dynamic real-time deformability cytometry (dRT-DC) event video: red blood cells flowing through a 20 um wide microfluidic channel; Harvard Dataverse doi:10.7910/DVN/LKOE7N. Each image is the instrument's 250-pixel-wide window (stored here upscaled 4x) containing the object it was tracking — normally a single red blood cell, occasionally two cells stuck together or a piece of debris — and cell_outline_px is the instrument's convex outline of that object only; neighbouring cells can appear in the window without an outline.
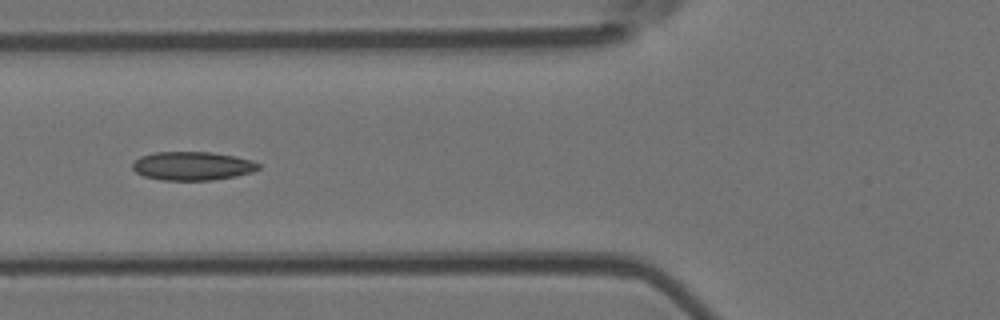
{"species": "Egyptian fruit bat (a non-hibernating species)", "species_latin": "Rousettus aegyptiacus", "temperature_condition": "room temperature", "stored_images_in_passage": 8, "camera_frame_rate_fps": 3000, "um_per_image_px": 0.085, "animal": {"sex": "female"}, "frame": {"image": 1, "passage_image": 6, "time_ms": 6.333, "image_size_px": [1000, 320], "cell_outline_px": [[260, 168], [252, 172], [236, 176], [212, 180], [160, 180], [144, 176], [136, 172], [132, 168], [132, 164], [140, 156], [152, 152], [212, 152], [236, 156], [252, 160], [260, 164]], "centroid_in_image_um": [16.36, 14.1], "position_along_channel_um": 109.4, "area_um2": 21.15}}
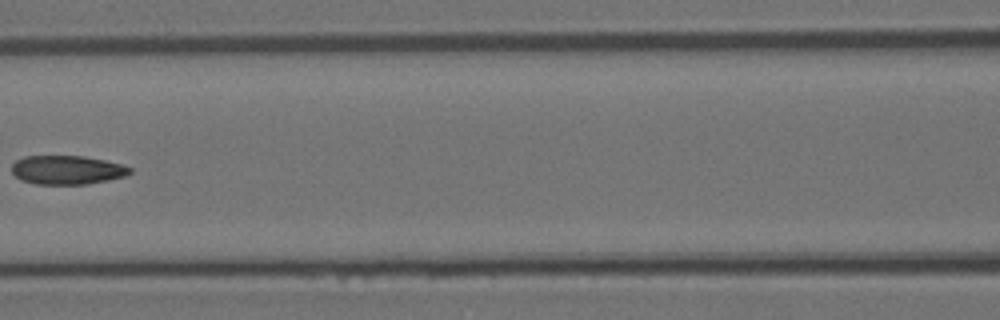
{"frame": {"image": 2, "passage_image": 7, "time_ms": 7.667, "image_size_px": [1000, 320], "cell_outline_px": [[132, 172], [124, 176], [108, 180], [88, 184], [36, 184], [20, 180], [12, 172], [12, 164], [16, 160], [24, 156], [84, 156], [124, 164], [132, 168]], "centroid_in_image_um": [5.71, 14.44], "position_along_channel_um": 160.9, "area_um2": 20.0}}
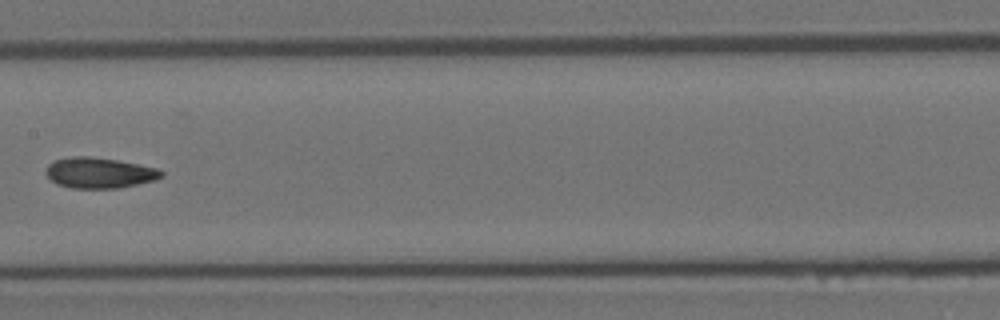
{"frame": {"image": 3, "passage_image": 8, "time_ms": 8.667, "image_size_px": [1000, 320], "cell_outline_px": [[164, 176], [156, 180], [120, 188], [72, 188], [56, 184], [44, 172], [48, 164], [56, 160], [72, 156], [88, 156], [116, 160], [156, 168], [164, 172]], "centroid_in_image_um": [8.44, 14.7], "position_along_channel_um": 199.0, "area_um2": 20.58}}